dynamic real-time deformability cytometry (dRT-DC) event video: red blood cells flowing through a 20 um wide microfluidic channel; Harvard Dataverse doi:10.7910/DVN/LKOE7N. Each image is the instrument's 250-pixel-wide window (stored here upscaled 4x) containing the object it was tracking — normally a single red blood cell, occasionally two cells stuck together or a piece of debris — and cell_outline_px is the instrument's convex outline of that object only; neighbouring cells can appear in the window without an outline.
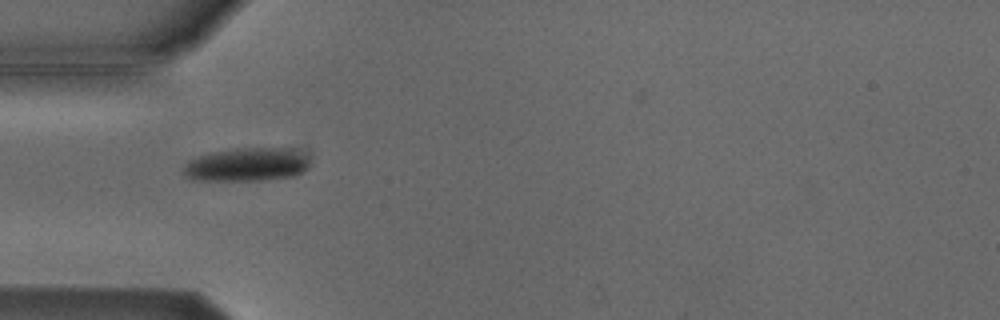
{"species": "Egyptian fruit bat (a non-hibernating species)", "species_latin": "Rousettus aegyptiacus", "temperature_condition": "cold", "stored_images_in_passage": 4, "camera_frame_rate_fps": 3000, "um_per_image_px": 0.085, "animal": {"sex": "male"}, "frame": {"image": 1, "passage_image": 2, "time_ms": 1.0, "image_size_px": [1000, 320], "cell_outline_px": [[308, 168], [304, 172], [296, 176], [260, 180], [192, 180], [184, 176], [184, 164], [188, 160], [212, 152], [236, 148], [296, 148], [308, 156]], "centroid_in_image_um": [21.01, 13.98], "position_along_channel_um": 64.0, "area_um2": 24.91}}
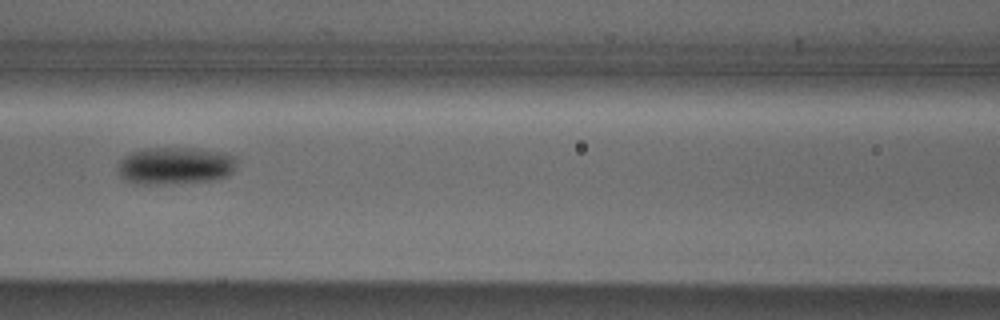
{"frame": {"image": 2, "passage_image": 4, "time_ms": 3.333, "image_size_px": [1000, 320], "cell_outline_px": [[236, 168], [232, 172], [216, 180], [172, 184], [136, 184], [124, 180], [120, 176], [116, 168], [120, 160], [124, 156], [132, 152], [144, 148], [196, 148], [224, 152], [236, 156]], "centroid_in_image_um": [14.88, 14.09], "position_along_channel_um": 151.7, "area_um2": 26.36}}